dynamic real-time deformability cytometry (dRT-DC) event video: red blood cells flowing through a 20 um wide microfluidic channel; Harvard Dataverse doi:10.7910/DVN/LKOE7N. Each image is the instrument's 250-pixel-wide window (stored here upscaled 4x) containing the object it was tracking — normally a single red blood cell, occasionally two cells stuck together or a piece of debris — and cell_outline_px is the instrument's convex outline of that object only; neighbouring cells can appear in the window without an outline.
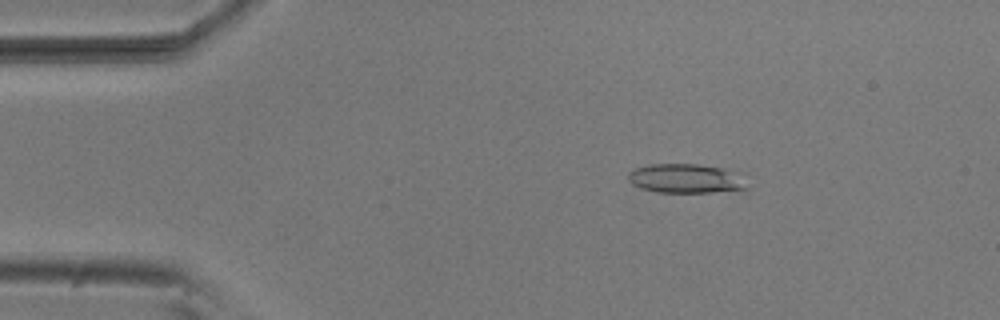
{"species": "common noctule bat (a hibernating species)", "species_latin": "Nyctalus noctula", "temperature_condition": "room temperature", "stored_images_in_passage": 49, "camera_frame_rate_fps": 3000, "um_per_image_px": 0.085, "animal": {"sex": "male", "body_mass_g": 20.5, "forearm_length_mm": 52.5}, "frame": {"image": 1, "passage_image": 5, "time_ms": 1.333, "image_size_px": [1000, 320], "cell_outline_px": [[752, 188], [712, 192], [656, 192], [640, 188], [632, 184], [628, 180], [628, 172], [636, 168], [652, 164], [700, 164], [740, 172]], "centroid_in_image_um": [58.35, 15.17], "position_along_channel_um": 26.6, "area_um2": 20.52}}
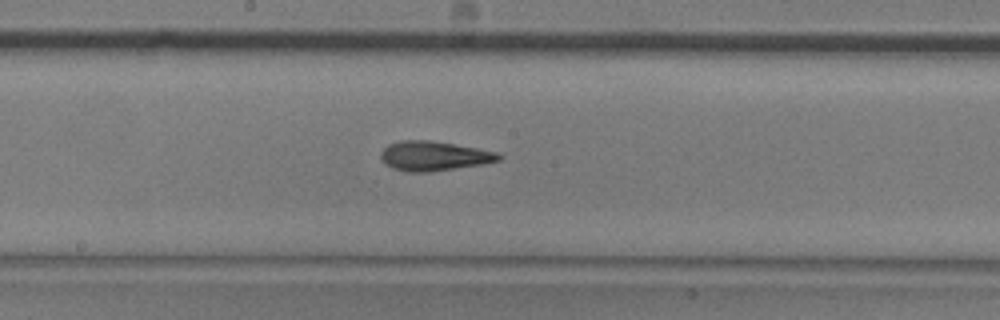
{"frame": {"image": 2, "passage_image": 24, "time_ms": 7.667, "image_size_px": [1000, 320], "cell_outline_px": [[504, 156], [500, 160], [484, 164], [428, 172], [408, 172], [392, 168], [380, 156], [380, 152], [388, 144], [400, 140], [428, 140], [476, 148], [496, 152]], "centroid_in_image_um": [36.89, 13.26], "position_along_channel_um": 211.3, "area_um2": 20.11}}
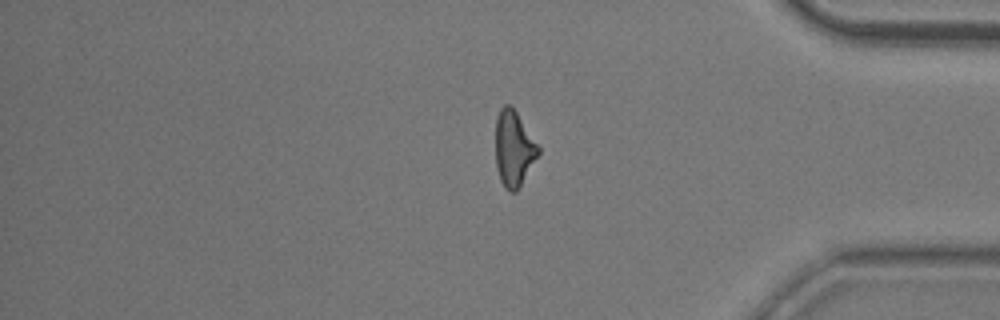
{"frame": {"image": 3, "passage_image": 40, "time_ms": 13.0, "image_size_px": [1000, 320], "cell_outline_px": [[540, 152], [516, 192], [508, 192], [504, 188], [500, 180], [496, 168], [496, 116], [500, 108], [504, 104], [508, 104], [516, 112], [540, 148]], "centroid_in_image_um": [43.65, 12.65], "position_along_channel_um": 391.6, "area_um2": 18.67}, "authors_computed_cell_mechanics": {"area_um2": 19.4786, "velocity_mm_per_s": 3.8172, "shape_relaxation_time_tau1_ms": 6.8293, "shape_relaxation_time_tau2_ms": 3.0426, "deformation_change_tau1": 0.2012, "deformation_change_tau2": 0.1403}}